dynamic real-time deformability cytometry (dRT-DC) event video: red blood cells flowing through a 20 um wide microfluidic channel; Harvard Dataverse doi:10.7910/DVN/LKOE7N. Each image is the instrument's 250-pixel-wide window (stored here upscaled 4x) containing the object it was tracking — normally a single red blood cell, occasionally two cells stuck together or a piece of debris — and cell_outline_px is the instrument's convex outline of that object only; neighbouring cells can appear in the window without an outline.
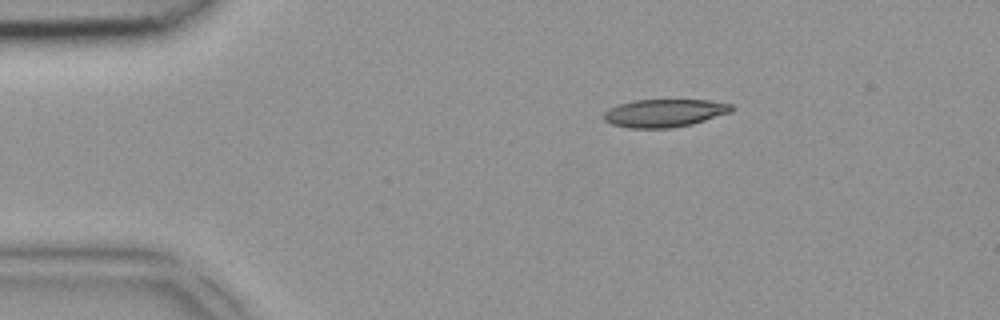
{"species": "common noctule bat (a hibernating species)", "species_latin": "Nyctalus noctula", "temperature_condition": "room temperature", "stored_images_in_passage": 3, "camera_frame_rate_fps": 3000, "um_per_image_px": 0.085, "animal": {"sex": "female", "body_mass_g": 18.4}, "frame": {"image": 1, "passage_image": 1, "time_ms": 0.0, "image_size_px": [1000, 320], "cell_outline_px": [[732, 112], [692, 124], [668, 128], [628, 128], [612, 124], [604, 120], [604, 112], [608, 108], [620, 104], [636, 100], [708, 100], [732, 104]], "centroid_in_image_um": [56.47, 9.61], "position_along_channel_um": 28.5, "area_um2": 20.69}}
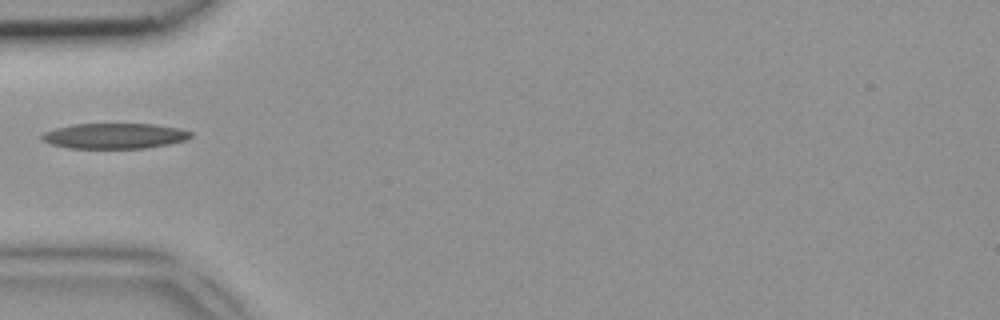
{"frame": {"image": 2, "passage_image": 3, "time_ms": 0.667, "image_size_px": [1000, 320], "cell_outline_px": [[192, 136], [184, 140], [168, 144], [144, 148], [68, 148], [52, 144], [40, 140], [40, 136], [44, 132], [56, 128], [72, 124], [152, 124], [180, 128], [192, 132]], "centroid_in_image_um": [9.71, 11.55], "position_along_channel_um": 75.3, "area_um2": 22.02}}